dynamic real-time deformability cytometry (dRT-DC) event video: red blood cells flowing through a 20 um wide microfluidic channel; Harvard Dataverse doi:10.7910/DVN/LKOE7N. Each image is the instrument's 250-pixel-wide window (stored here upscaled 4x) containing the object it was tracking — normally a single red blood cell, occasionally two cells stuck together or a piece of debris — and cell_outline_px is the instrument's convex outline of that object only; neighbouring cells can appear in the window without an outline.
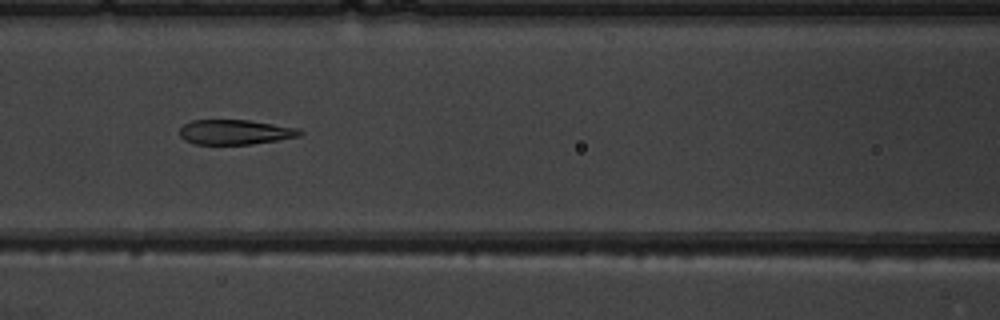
{"species": "common noctule bat (a hibernating species)", "species_latin": "Nyctalus noctula", "temperature_condition": "warm", "stored_images_in_passage": 8, "camera_frame_rate_fps": 3000, "um_per_image_px": 0.085, "animal": {"sex": "male", "body_mass_g": 19.5, "forearm_length_mm": 54.6}, "frame": {"image": 1, "passage_image": 6, "time_ms": 5.667, "image_size_px": [1000, 320], "cell_outline_px": [[304, 132], [300, 136], [252, 144], [196, 144], [184, 140], [180, 136], [180, 128], [184, 124], [192, 120], [248, 120], [300, 128]], "centroid_in_image_um": [20.0, 11.22], "position_along_channel_um": 146.6, "area_um2": 17.4}}
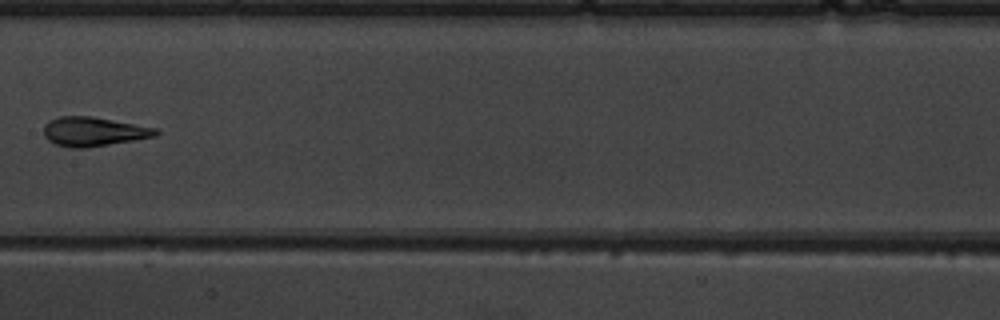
{"frame": {"image": 2, "passage_image": 7, "time_ms": 7.0, "image_size_px": [1000, 320], "cell_outline_px": [[160, 132], [156, 136], [88, 148], [68, 148], [56, 144], [48, 140], [44, 136], [44, 124], [48, 120], [60, 116], [92, 116], [156, 128]], "centroid_in_image_um": [7.92, 11.19], "position_along_channel_um": 199.5, "area_um2": 19.13}}
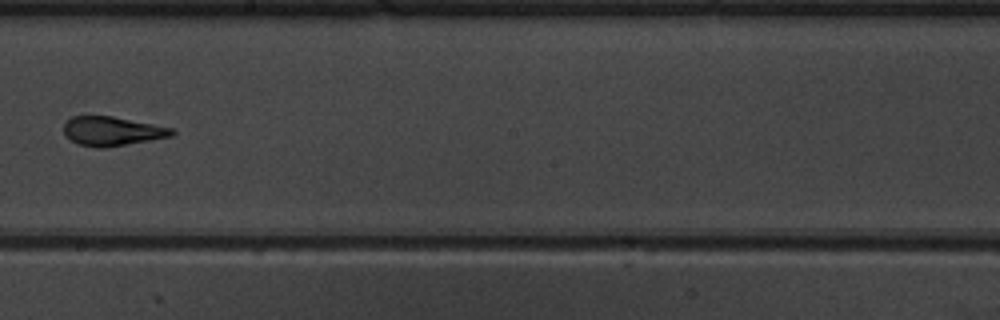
{"frame": {"image": 3, "passage_image": 8, "time_ms": 8.0, "image_size_px": [1000, 320], "cell_outline_px": [[176, 132], [172, 136], [104, 148], [96, 148], [76, 144], [64, 136], [64, 124], [72, 116], [112, 116], [172, 128]], "centroid_in_image_um": [9.48, 11.16], "position_along_channel_um": 238.7, "area_um2": 18.32}}